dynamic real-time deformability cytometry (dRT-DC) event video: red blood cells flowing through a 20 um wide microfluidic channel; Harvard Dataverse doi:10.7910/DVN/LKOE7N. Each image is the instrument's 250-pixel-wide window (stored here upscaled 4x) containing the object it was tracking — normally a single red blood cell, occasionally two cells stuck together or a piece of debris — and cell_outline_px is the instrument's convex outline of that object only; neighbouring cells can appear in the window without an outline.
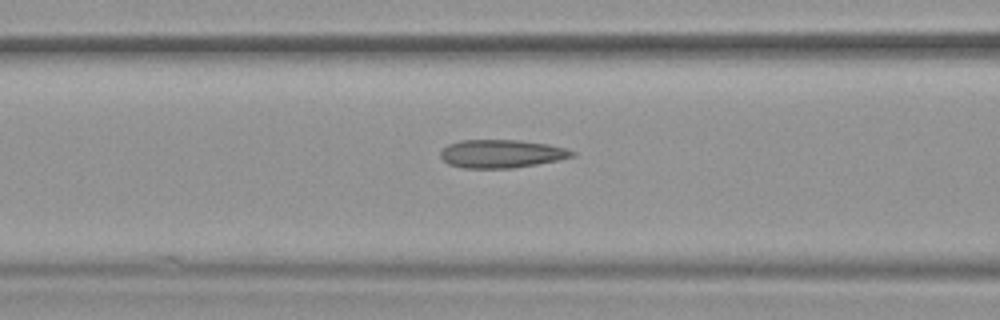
{"species": "common noctule bat (a hibernating species)", "species_latin": "Nyctalus noctula", "temperature_condition": "warm", "stored_images_in_passage": 31, "camera_frame_rate_fps": 3000, "um_per_image_px": 0.085, "animal": {"sex": "female", "body_mass_g": 19.9}, "frame": {"image": 1, "passage_image": 9, "time_ms": 2.667, "image_size_px": [1000, 320], "cell_outline_px": [[576, 156], [560, 160], [512, 168], [460, 168], [448, 164], [440, 156], [440, 152], [448, 144], [460, 140], [520, 140], [548, 144], [568, 148], [576, 152]], "centroid_in_image_um": [42.66, 13.07], "position_along_channel_um": 123.9, "area_um2": 21.85}}